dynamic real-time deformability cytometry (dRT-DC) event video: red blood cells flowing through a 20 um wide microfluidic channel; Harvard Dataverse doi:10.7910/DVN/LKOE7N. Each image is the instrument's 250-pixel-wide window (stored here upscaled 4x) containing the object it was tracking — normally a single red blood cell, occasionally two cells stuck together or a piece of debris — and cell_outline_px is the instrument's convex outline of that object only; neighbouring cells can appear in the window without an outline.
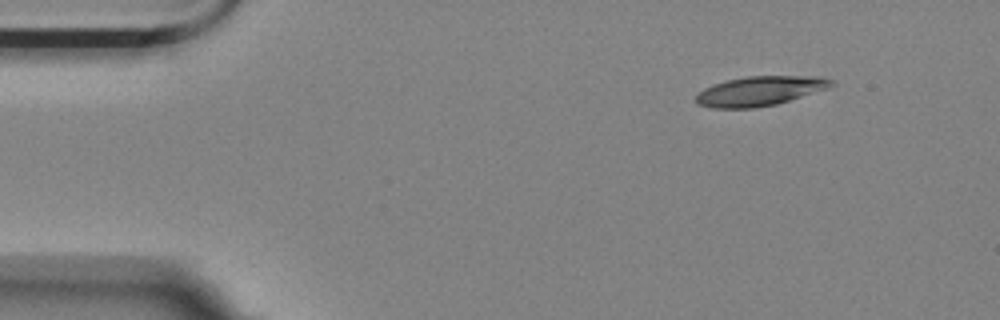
{"species": "Egyptian fruit bat (a non-hibernating species)", "species_latin": "Rousettus aegyptiacus", "temperature_condition": "room temperature", "stored_images_in_passage": 7, "camera_frame_rate_fps": 3000, "um_per_image_px": 0.085, "animal": {"sex": "female"}, "frame": {"image": 1, "passage_image": 1, "time_ms": 0.0, "image_size_px": [1000, 320], "cell_outline_px": [[836, 84], [828, 88], [776, 104], [752, 108], [712, 108], [696, 104], [696, 96], [704, 88], [728, 80], [748, 76], [816, 76], [832, 80]], "centroid_in_image_um": [64.59, 7.74], "position_along_channel_um": 20.4, "area_um2": 23.0}}
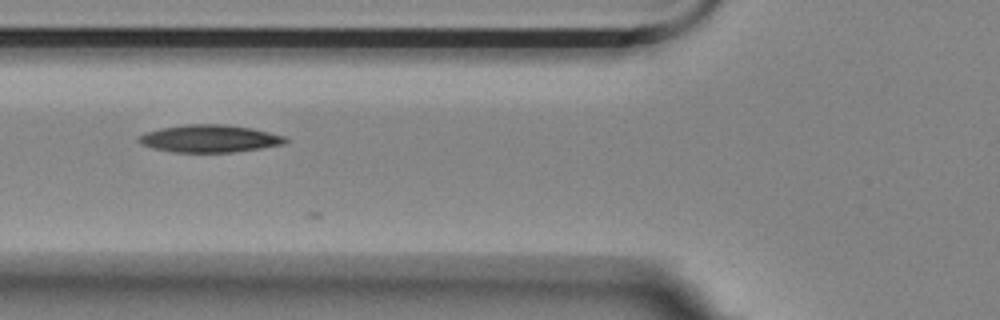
{"frame": {"image": 2, "passage_image": 5, "time_ms": 4.667, "image_size_px": [1000, 320], "cell_outline_px": [[288, 140], [284, 144], [260, 148], [232, 152], [172, 152], [152, 148], [140, 144], [136, 140], [144, 132], [160, 128], [184, 124], [224, 124], [252, 128], [284, 136]], "centroid_in_image_um": [17.76, 11.77], "position_along_channel_um": 108.0, "area_um2": 23.52}}
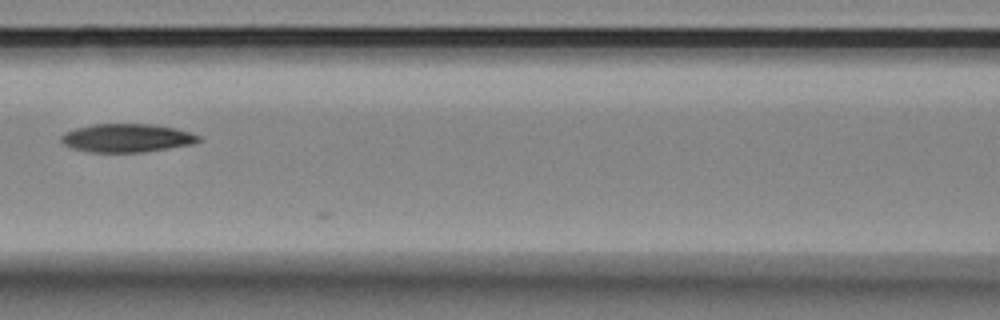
{"frame": {"image": 3, "passage_image": 6, "time_ms": 6.0, "image_size_px": [1000, 320], "cell_outline_px": [[200, 140], [188, 144], [144, 152], [88, 152], [72, 148], [64, 144], [60, 140], [60, 136], [64, 132], [76, 128], [92, 124], [152, 124], [176, 128], [200, 136]], "centroid_in_image_um": [10.71, 11.72], "position_along_channel_um": 155.9, "area_um2": 22.54}}